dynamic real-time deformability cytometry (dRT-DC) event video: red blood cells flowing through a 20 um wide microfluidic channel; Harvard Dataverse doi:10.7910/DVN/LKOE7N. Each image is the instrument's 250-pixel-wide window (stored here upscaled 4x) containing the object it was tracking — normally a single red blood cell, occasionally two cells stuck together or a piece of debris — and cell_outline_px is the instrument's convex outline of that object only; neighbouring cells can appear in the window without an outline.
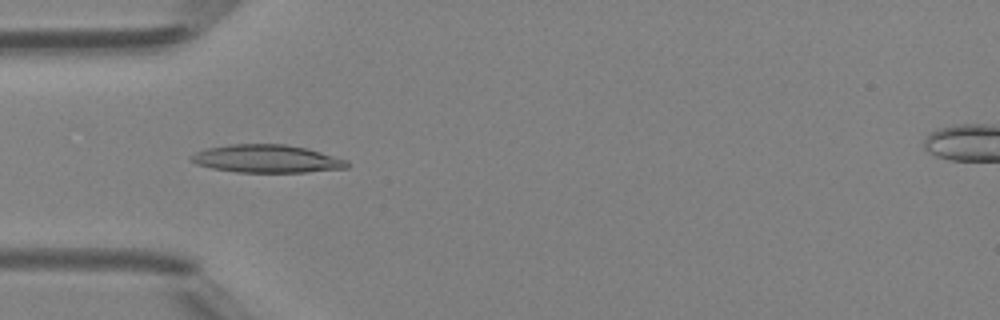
{"species": "Egyptian fruit bat (a non-hibernating species)", "species_latin": "Rousettus aegyptiacus", "temperature_condition": "room temperature", "stored_images_in_passage": 36, "camera_frame_rate_fps": 3000, "um_per_image_px": 0.085, "animal": {"sex": "female"}, "frame": {"image": 1, "passage_image": 4, "time_ms": 1.0, "image_size_px": [1000, 320], "cell_outline_px": [[348, 168], [304, 172], [236, 172], [212, 168], [196, 164], [188, 156], [196, 152], [208, 148], [228, 144], [284, 144], [308, 148], [348, 160]], "centroid_in_image_um": [22.68, 13.49], "position_along_channel_um": 62.3, "area_um2": 25.37}}
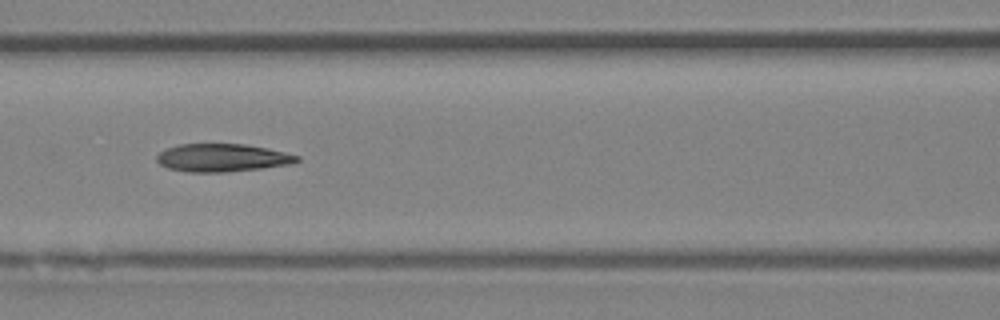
{"frame": {"image": 2, "passage_image": 10, "time_ms": 3.0, "image_size_px": [1000, 320], "cell_outline_px": [[300, 160], [288, 164], [260, 168], [224, 172], [188, 172], [168, 168], [160, 164], [156, 160], [156, 156], [160, 152], [168, 148], [180, 144], [244, 144], [268, 148], [300, 156]], "centroid_in_image_um": [18.87, 13.4], "position_along_channel_um": 147.7, "area_um2": 22.6}}
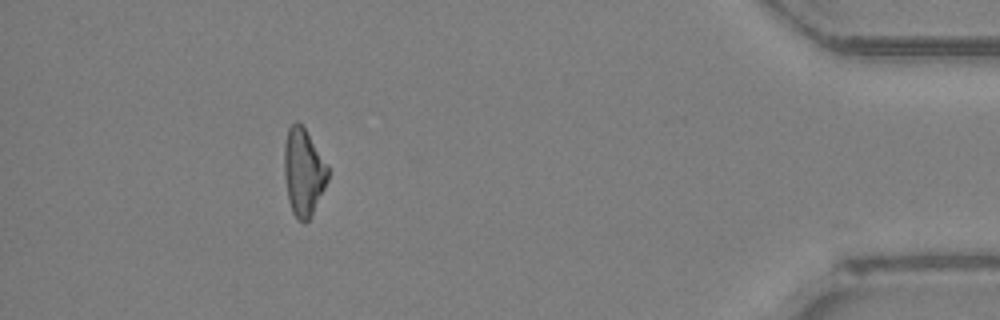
{"frame": {"image": 3, "passage_image": 32, "time_ms": 10.333, "image_size_px": [1000, 320], "cell_outline_px": [[328, 180], [308, 220], [304, 224], [292, 212], [288, 200], [284, 176], [284, 144], [288, 128], [296, 120], [304, 128], [328, 164]], "centroid_in_image_um": [25.78, 14.6], "position_along_channel_um": 409.4, "area_um2": 22.02}, "authors_computed_cell_mechanics": {"area_um2": 22.5998, "velocity_mm_per_s": 4.3561, "shape_relaxation_time_tau1_ms": 4.5098, "shape_relaxation_time_tau2_ms": 3.0474, "deformation_change_tau1": 0.1758, "deformation_change_tau2": 0.1339}}